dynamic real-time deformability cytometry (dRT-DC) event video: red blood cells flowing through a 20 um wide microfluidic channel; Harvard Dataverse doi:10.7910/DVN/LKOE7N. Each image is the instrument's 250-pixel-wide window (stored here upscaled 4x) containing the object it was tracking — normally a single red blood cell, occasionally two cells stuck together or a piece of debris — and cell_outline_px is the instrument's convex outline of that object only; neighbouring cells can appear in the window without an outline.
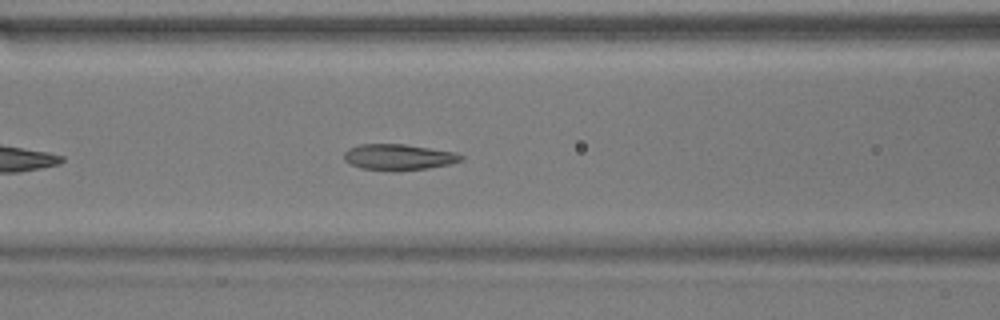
{"species": "common noctule bat (a hibernating species)", "species_latin": "Nyctalus noctula", "temperature_condition": "warm", "stored_images_in_passage": 32, "camera_frame_rate_fps": 3000, "um_per_image_px": 0.085, "animal": {"sex": "male", "body_mass_g": 17.9}, "frame": {"image": 1, "passage_image": 10, "time_ms": 3.0, "image_size_px": [1000, 320], "cell_outline_px": [[464, 160], [448, 164], [428, 168], [396, 172], [388, 172], [360, 168], [348, 164], [344, 160], [344, 152], [348, 148], [360, 144], [404, 144], [456, 152], [464, 156]], "centroid_in_image_um": [33.85, 13.37], "position_along_channel_um": 132.8, "area_um2": 18.15}}
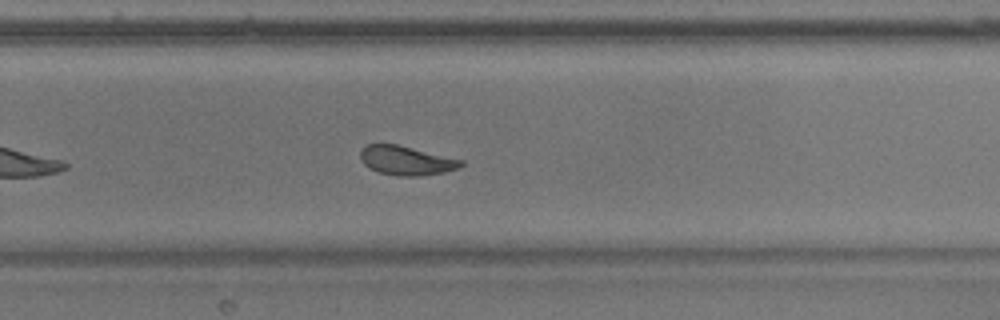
{"frame": {"image": 2, "passage_image": 23, "time_ms": 7.333, "image_size_px": [1000, 320], "cell_outline_px": [[464, 164], [456, 168], [444, 172], [420, 176], [396, 176], [380, 172], [368, 168], [360, 160], [360, 148], [364, 144], [396, 144], [464, 160]], "centroid_in_image_um": [34.48, 13.64], "position_along_channel_um": 295.3, "area_um2": 17.17}, "authors_computed_cell_mechanics": {"area_um2": 17.3689, "velocity_mm_per_s": 3.756, "shape_relaxation_time_tau1_ms": 3.2585, "shape_relaxation_time_tau2_ms": 1.4298, "deformation_change_tau1": 0.1192, "deformation_change_tau2": 0.074}}